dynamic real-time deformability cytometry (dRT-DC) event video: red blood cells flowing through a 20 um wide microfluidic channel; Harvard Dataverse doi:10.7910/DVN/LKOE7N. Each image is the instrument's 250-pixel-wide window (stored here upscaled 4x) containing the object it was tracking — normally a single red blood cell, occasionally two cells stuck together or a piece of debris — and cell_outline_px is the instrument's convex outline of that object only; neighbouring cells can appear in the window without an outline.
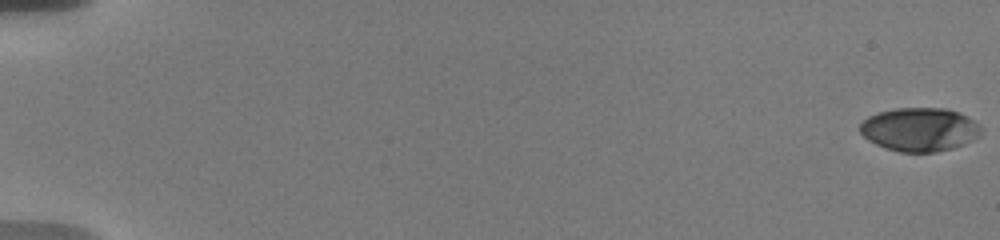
{"species": "human", "species_latin": "Homo sapiens", "temperature_condition": "warm", "stored_images_in_passage": 104, "camera_frame_rate_fps": 3000, "um_per_image_px": 0.085, "donor": {"sex": "male"}, "frame": {"image": 1, "passage_image": 1, "time_ms": 0.0, "image_size_px": [1000, 240], "cell_outline_px": [[984, 132], [972, 140], [964, 144], [952, 148], [936, 152], [900, 152], [884, 148], [868, 140], [860, 132], [860, 124], [868, 116], [880, 112], [896, 108], [944, 108], [960, 112], [980, 124], [984, 128]], "centroid_in_image_um": [78.2, 11.0], "position_along_channel_um": 6.8, "area_um2": 30.98}}
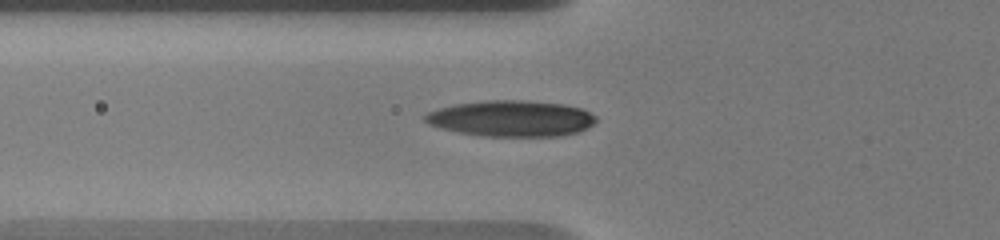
{"frame": {"image": 2, "passage_image": 49, "time_ms": 7.333, "image_size_px": [1000, 240], "cell_outline_px": [[596, 120], [588, 128], [580, 132], [560, 136], [480, 136], [456, 132], [440, 128], [428, 124], [424, 120], [424, 116], [428, 112], [440, 108], [456, 104], [488, 100], [520, 100], [564, 104], [580, 108], [596, 116]], "centroid_in_image_um": [43.45, 10.08], "position_along_channel_um": 82.3, "area_um2": 35.95}}
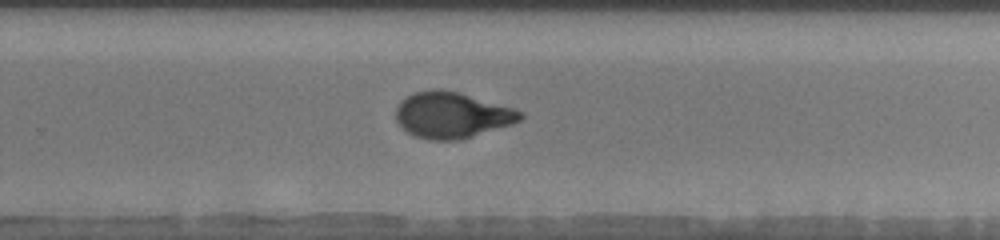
{"frame": {"image": 3, "passage_image": 77, "time_ms": 13.0, "image_size_px": [1000, 240], "cell_outline_px": [[524, 116], [520, 120], [512, 124], [456, 140], [428, 140], [416, 136], [408, 132], [396, 120], [396, 108], [400, 100], [416, 92], [432, 88], [436, 88], [460, 92], [512, 108], [524, 112]], "centroid_in_image_um": [38.39, 9.76], "position_along_channel_um": 291.4, "area_um2": 33.06}, "authors_computed_cell_mechanics": {"area_um2": 32.3102, "velocity_mm_per_s": 3.6819, "shape_relaxation_time_tau1_ms": 5.2776, "shape_relaxation_time_tau2_ms": 1.3527, "deformation_change_tau1": 0.218, "deformation_change_tau2": 0.0677}}